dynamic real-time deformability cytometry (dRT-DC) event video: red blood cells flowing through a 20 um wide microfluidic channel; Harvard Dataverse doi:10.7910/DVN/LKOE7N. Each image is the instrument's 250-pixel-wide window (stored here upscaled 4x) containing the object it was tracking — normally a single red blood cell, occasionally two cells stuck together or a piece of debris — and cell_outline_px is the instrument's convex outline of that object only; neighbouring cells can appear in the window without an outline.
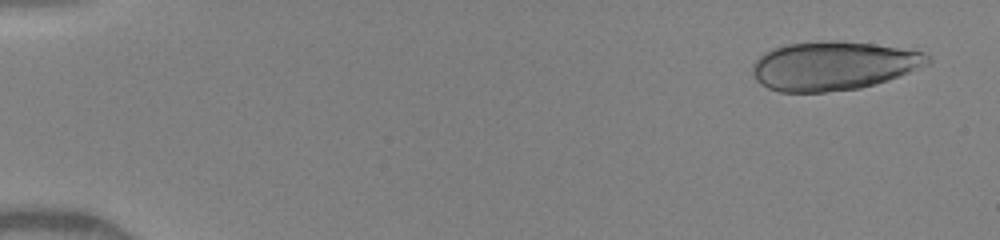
{"species": "human", "species_latin": "Homo sapiens", "temperature_condition": "warm", "stored_images_in_passage": 37, "segment_of_instrument_passage": [1, 2], "camera_frame_rate_fps": 3000, "um_per_image_px": 0.085, "donor": {"sex": "female"}, "frame": {"image": 1, "passage_image": 1, "time_ms": 0.0, "image_size_px": [1000, 240], "cell_outline_px": [[932, 60], [928, 64], [888, 80], [860, 88], [824, 92], [780, 92], [768, 88], [760, 84], [756, 80], [752, 72], [752, 68], [756, 60], [760, 56], [772, 48], [788, 44], [836, 40], [872, 44], [924, 52]], "centroid_in_image_um": [70.81, 5.6], "position_along_channel_um": 14.2, "area_um2": 49.48}}